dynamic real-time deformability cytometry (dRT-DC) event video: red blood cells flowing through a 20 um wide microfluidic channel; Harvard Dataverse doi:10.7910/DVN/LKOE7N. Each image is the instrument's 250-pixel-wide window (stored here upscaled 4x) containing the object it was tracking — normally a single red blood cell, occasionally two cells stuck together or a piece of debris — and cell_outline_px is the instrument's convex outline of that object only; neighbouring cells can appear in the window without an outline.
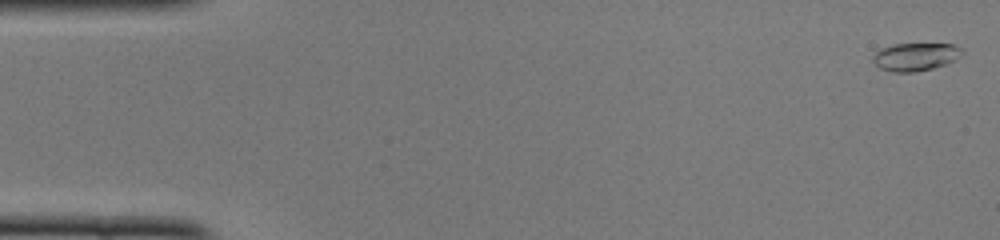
{"species": "common noctule bat (a hibernating species)", "species_latin": "Nyctalus noctula", "temperature_condition": "cold", "stored_images_in_passage": 50, "camera_frame_rate_fps": 3000, "um_per_image_px": 0.085, "animal": {"sex": "female", "body_mass_g": 22.0, "forearm_length_mm": 56.7}, "frame": {"image": 1, "passage_image": 1, "time_ms": 0.0, "image_size_px": [1000, 240], "cell_outline_px": [[964, 52], [956, 60], [932, 68], [916, 72], [892, 72], [880, 68], [872, 60], [876, 52], [892, 44], [952, 44], [960, 48]], "centroid_in_image_um": [77.83, 4.83], "position_along_channel_um": 7.2, "area_um2": 14.33}}
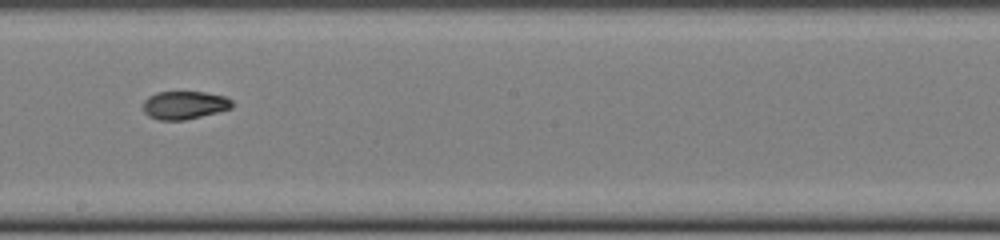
{"frame": {"image": 2, "passage_image": 28, "time_ms": 9.0, "image_size_px": [1000, 240], "cell_outline_px": [[232, 108], [184, 120], [160, 120], [148, 116], [144, 112], [144, 100], [148, 96], [156, 92], [204, 92], [224, 96], [232, 100]], "centroid_in_image_um": [15.65, 8.93], "position_along_channel_um": 232.5, "area_um2": 14.45}}
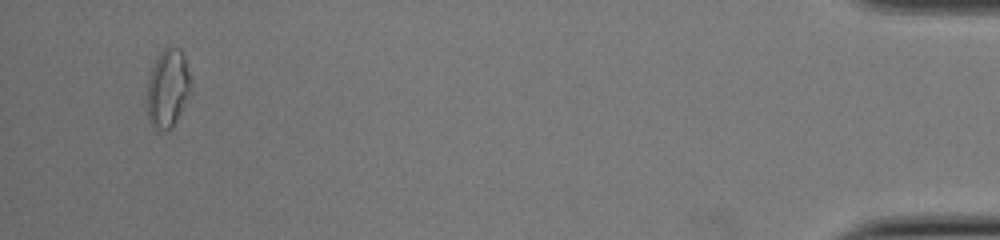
{"frame": {"image": 3, "passage_image": 48, "time_ms": 15.667, "image_size_px": [1000, 240], "cell_outline_px": [[192, 92], [176, 120], [168, 128], [160, 132], [156, 132], [152, 128], [148, 120], [148, 80], [152, 64], [160, 52], [168, 44], [180, 48], [184, 56], [188, 72]], "centroid_in_image_um": [14.25, 7.49], "position_along_channel_um": 420.9, "area_um2": 20.17}, "authors_computed_cell_mechanics": {"area_um2": 14.9991, "velocity_mm_per_s": 3.9957, "shape_relaxation_time_tau1_ms": null, "shape_relaxation_time_tau2_ms": 3.3408, "deformation_change_tau1": null, "deformation_change_tau2": 0.0865}}